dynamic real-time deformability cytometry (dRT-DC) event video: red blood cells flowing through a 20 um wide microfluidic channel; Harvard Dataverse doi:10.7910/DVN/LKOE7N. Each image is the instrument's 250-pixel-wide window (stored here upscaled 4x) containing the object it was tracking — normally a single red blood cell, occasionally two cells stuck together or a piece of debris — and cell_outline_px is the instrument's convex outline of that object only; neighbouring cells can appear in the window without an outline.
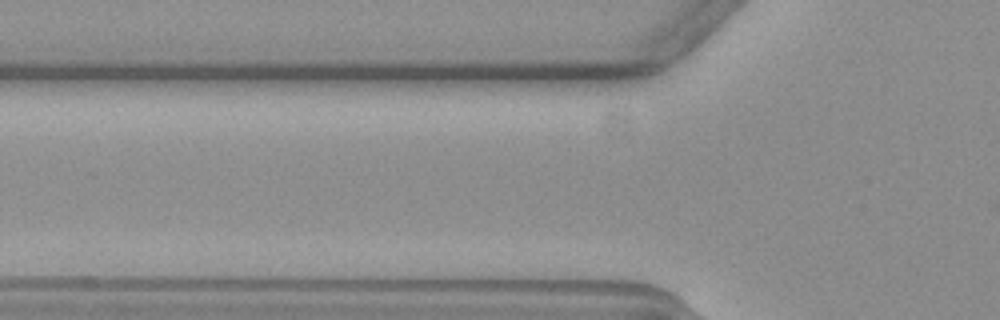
{"species": "common noctule bat (a hibernating species)", "species_latin": "Nyctalus noctula", "temperature_condition": "warm", "stored_images_in_passage": 5, "camera_frame_rate_fps": 3000, "um_per_image_px": 0.085, "animal": {"sex": "female", "body_mass_g": 19.3, "forearm_length_mm": 54.1}, "frame": {"image": 1, "passage_image": 5, "time_ms": 1.333, "image_size_px": [1000, 320], "cell_outline_px": [[776, 60], [736, 104], [716, 116], [684, 132], [680, 132], [676, 128], [676, 124], [684, 112], [744, 68], [764, 56], [776, 56]], "centroid_in_image_um": [61.6, 8.08], "position_along_channel_um": 64.2, "area_um2": 16.18}}